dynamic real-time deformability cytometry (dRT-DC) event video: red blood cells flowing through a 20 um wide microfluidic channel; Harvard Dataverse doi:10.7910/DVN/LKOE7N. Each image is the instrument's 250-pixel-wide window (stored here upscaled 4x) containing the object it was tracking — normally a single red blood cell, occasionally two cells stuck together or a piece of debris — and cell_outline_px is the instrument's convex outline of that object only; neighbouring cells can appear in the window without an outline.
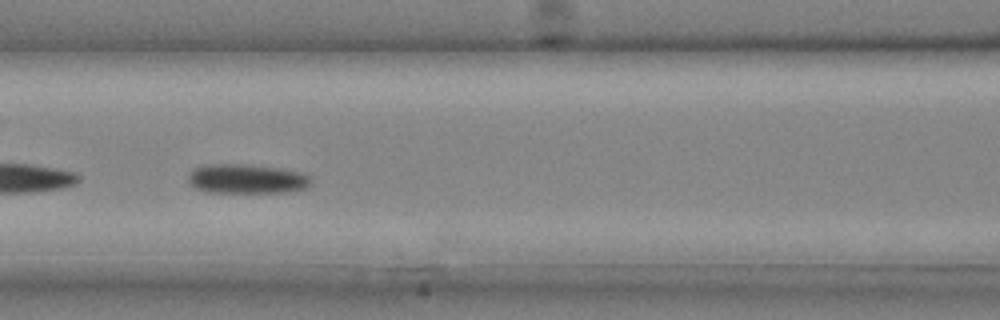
{"species": "common noctule bat (a hibernating species)", "species_latin": "Nyctalus noctula", "temperature_condition": "cold", "stored_images_in_passage": 18, "camera_frame_rate_fps": 3000, "um_per_image_px": 0.085, "animal": {"sex": "male", "body_mass_g": 20.4}, "frame": {"image": 1, "passage_image": 11, "time_ms": 3.333, "image_size_px": [1000, 320], "cell_outline_px": [[312, 180], [308, 188], [288, 192], [208, 192], [196, 188], [188, 180], [188, 176], [192, 168], [204, 164], [244, 164], [280, 168], [300, 172], [312, 176]], "centroid_in_image_um": [21.0, 15.19], "position_along_channel_um": 145.6, "area_um2": 21.27}}
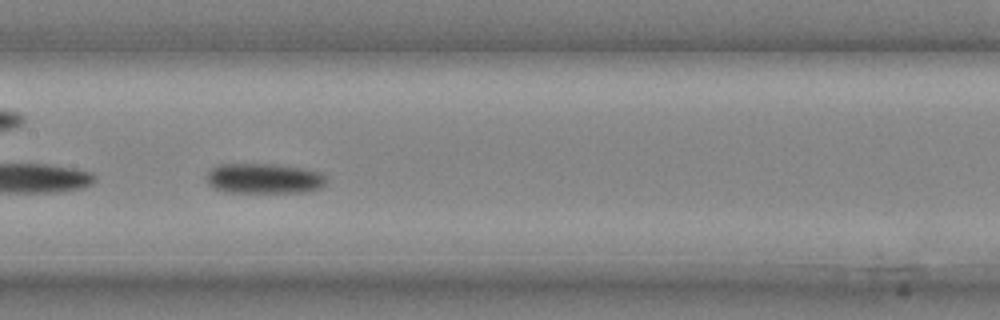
{"frame": {"image": 2, "passage_image": 13, "time_ms": 4.0, "image_size_px": [1000, 320], "cell_outline_px": [[328, 184], [312, 192], [224, 192], [212, 188], [204, 180], [204, 176], [216, 164], [276, 164], [324, 172], [328, 180]], "centroid_in_image_um": [22.46, 15.18], "position_along_channel_um": 184.9, "area_um2": 21.73}}